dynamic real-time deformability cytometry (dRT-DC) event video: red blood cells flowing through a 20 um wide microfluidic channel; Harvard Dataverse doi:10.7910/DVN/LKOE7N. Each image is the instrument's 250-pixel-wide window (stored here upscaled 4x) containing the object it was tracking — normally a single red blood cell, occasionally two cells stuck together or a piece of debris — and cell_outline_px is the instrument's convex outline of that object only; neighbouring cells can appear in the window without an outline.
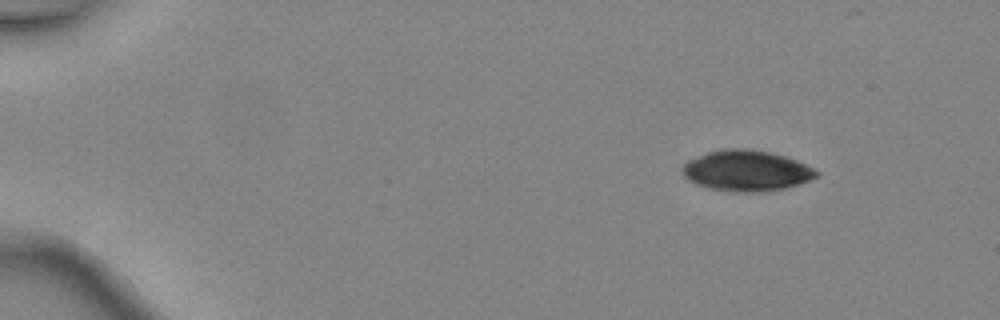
{"species": "common noctule bat (a hibernating species)", "species_latin": "Nyctalus noctula", "temperature_condition": "warm", "stored_images_in_passage": 4, "camera_frame_rate_fps": 3000, "um_per_image_px": 0.085, "animal": {"sex": "female", "body_mass_g": 24.6, "forearm_length_mm": 56.2}, "frame": {"image": 1, "passage_image": 1, "time_ms": 0.0, "image_size_px": [1000, 320], "cell_outline_px": [[820, 172], [816, 176], [808, 180], [784, 188], [760, 192], [732, 192], [708, 188], [696, 184], [688, 180], [680, 172], [680, 168], [688, 160], [708, 152], [724, 148], [748, 148], [772, 152], [796, 160]], "centroid_in_image_um": [63.38, 14.5], "position_along_channel_um": 21.6, "area_um2": 31.91}}